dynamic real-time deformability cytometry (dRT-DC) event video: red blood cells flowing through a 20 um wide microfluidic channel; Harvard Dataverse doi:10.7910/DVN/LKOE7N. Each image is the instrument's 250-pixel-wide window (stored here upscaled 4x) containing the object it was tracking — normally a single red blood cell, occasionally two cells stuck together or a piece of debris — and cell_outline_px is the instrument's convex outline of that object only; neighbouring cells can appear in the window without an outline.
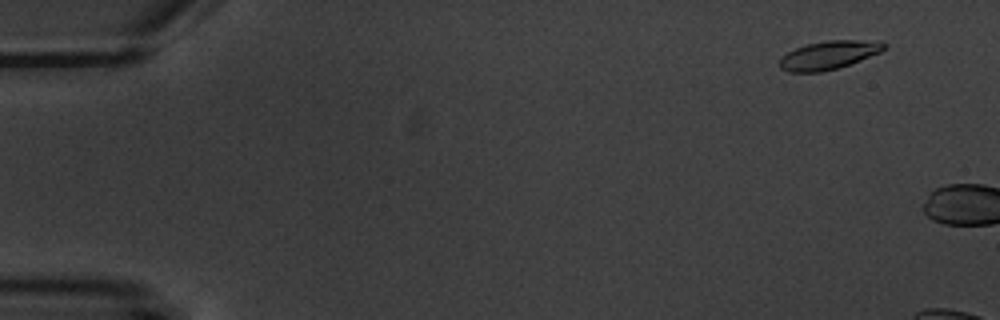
{"species": "common noctule bat (a hibernating species)", "species_latin": "Nyctalus noctula", "temperature_condition": "warm", "stored_images_in_passage": 2, "camera_frame_rate_fps": 3000, "um_per_image_px": 0.085, "animal": {"sex": "male", "body_mass_g": 20.1, "forearm_length_mm": 53.5}, "frame": {"image": 1, "passage_image": 1, "time_ms": 0.0, "image_size_px": [1000, 320], "cell_outline_px": [[888, 44], [880, 52], [860, 60], [836, 68], [820, 72], [788, 72], [780, 68], [780, 56], [796, 48], [808, 44], [828, 40], [880, 40]], "centroid_in_image_um": [70.45, 4.67], "position_along_channel_um": 14.5, "area_um2": 17.22}}